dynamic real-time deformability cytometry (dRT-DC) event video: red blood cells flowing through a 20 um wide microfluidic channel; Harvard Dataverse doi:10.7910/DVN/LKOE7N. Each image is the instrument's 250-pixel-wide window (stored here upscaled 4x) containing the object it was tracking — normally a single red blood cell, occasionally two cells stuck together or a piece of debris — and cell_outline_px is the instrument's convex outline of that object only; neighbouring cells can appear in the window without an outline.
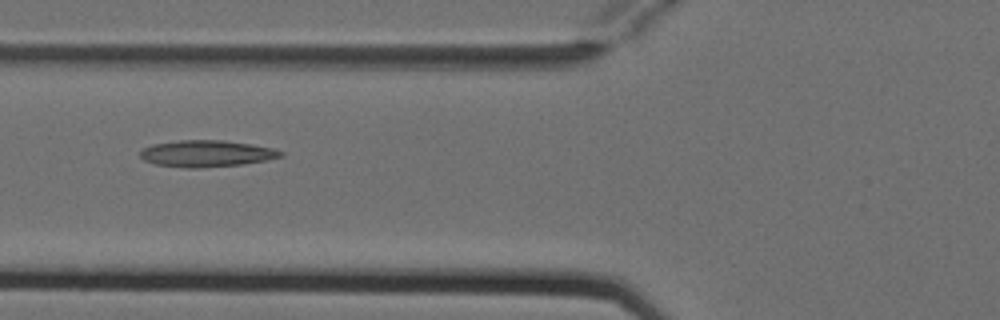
{"species": "Egyptian fruit bat (a non-hibernating species)", "species_latin": "Rousettus aegyptiacus", "temperature_condition": "cold", "stored_images_in_passage": 8, "camera_frame_rate_fps": 3000, "um_per_image_px": 0.085, "animal": {"sex": "female"}, "frame": {"image": 1, "passage_image": 6, "time_ms": 1.667, "image_size_px": [1000, 320], "cell_outline_px": [[284, 156], [268, 160], [244, 164], [200, 168], [184, 168], [156, 164], [144, 160], [140, 156], [140, 152], [144, 148], [152, 144], [180, 140], [224, 140], [252, 144], [272, 148], [284, 152]], "centroid_in_image_um": [17.58, 13.05], "position_along_channel_um": 108.2, "area_um2": 21.91}}
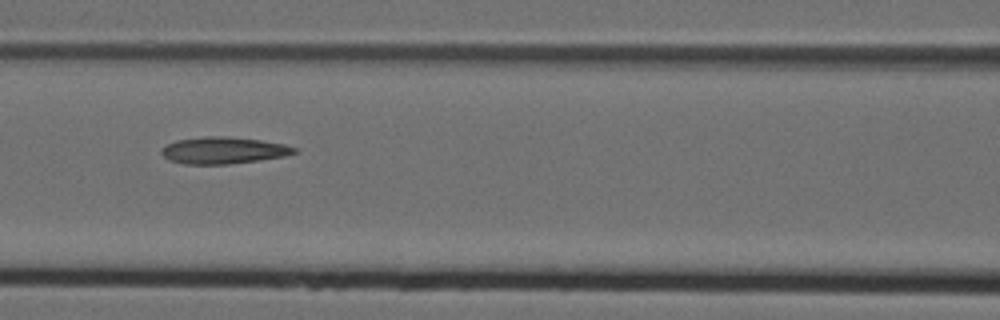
{"frame": {"image": 2, "passage_image": 7, "time_ms": 2.0, "image_size_px": [1000, 320], "cell_outline_px": [[300, 152], [284, 156], [228, 164], [184, 164], [168, 160], [160, 152], [160, 148], [176, 140], [204, 136], [224, 136], [260, 140], [284, 144], [296, 148]], "centroid_in_image_um": [18.96, 12.78], "position_along_channel_um": 147.6, "area_um2": 20.69}}
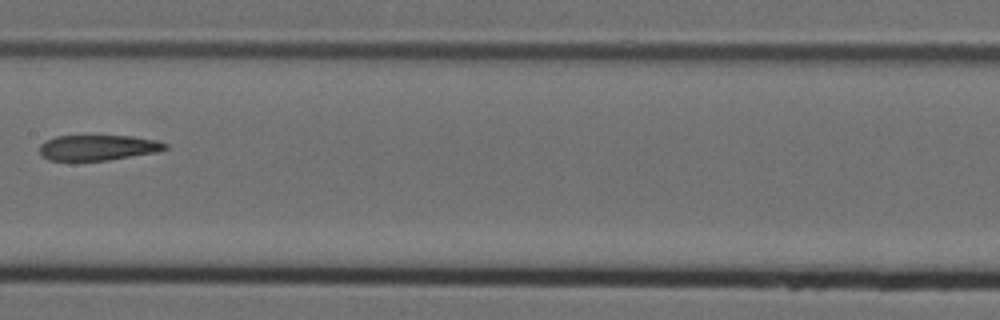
{"frame": {"image": 3, "passage_image": 8, "time_ms": 2.333, "image_size_px": [1000, 320], "cell_outline_px": [[168, 148], [156, 152], [108, 160], [48, 160], [40, 156], [40, 144], [44, 140], [56, 136], [132, 136], [156, 140], [168, 144]], "centroid_in_image_um": [8.3, 12.54], "position_along_channel_um": 199.1, "area_um2": 18.61}}